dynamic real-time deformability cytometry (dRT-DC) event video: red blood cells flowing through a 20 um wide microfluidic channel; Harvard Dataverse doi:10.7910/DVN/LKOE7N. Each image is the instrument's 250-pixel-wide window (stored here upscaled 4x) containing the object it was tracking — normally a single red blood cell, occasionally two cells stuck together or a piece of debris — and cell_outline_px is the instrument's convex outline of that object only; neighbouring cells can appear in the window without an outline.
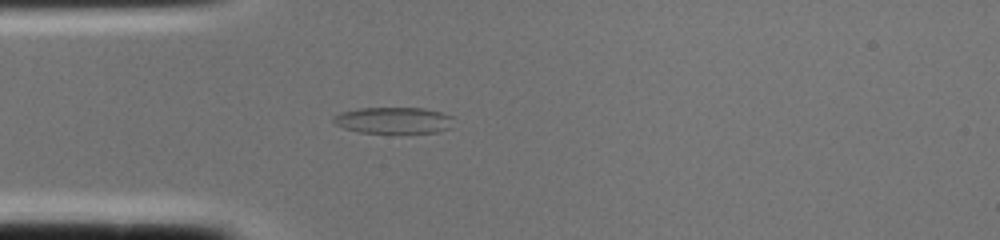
{"species": "common noctule bat (a hibernating species)", "species_latin": "Nyctalus noctula", "temperature_condition": "cold", "stored_images_in_passage": 1, "camera_frame_rate_fps": 3000, "um_per_image_px": 0.085, "animal": {"sex": "female", "body_mass_g": 22.0, "forearm_length_mm": 56.7}, "frame": {"image": 1, "passage_image": 1, "time_ms": 0.0, "image_size_px": [1000, 240], "cell_outline_px": [[452, 116], [448, 128], [436, 132], [360, 132], [344, 128], [336, 124], [332, 120], [332, 116], [340, 112], [356, 108], [424, 108], [440, 112]], "centroid_in_image_um": [33.37, 10.21], "position_along_channel_um": 51.6, "area_um2": 18.15}}